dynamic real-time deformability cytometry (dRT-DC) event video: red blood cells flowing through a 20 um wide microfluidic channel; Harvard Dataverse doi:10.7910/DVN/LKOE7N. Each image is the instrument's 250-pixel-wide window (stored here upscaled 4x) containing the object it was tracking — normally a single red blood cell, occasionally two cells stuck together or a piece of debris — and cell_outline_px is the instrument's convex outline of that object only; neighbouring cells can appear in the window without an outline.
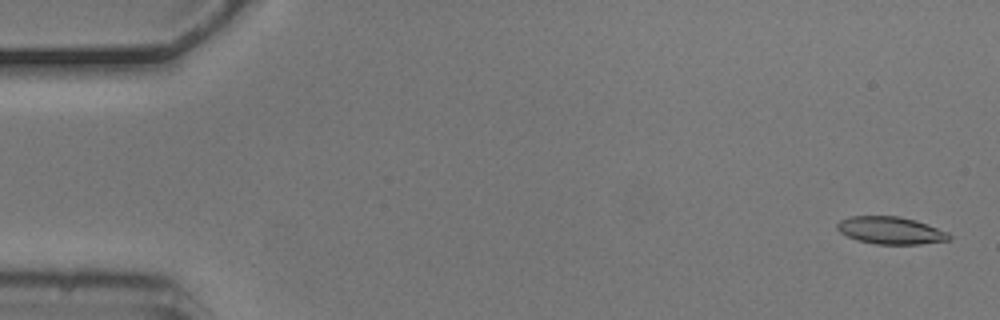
{"species": "common noctule bat (a hibernating species)", "species_latin": "Nyctalus noctula", "temperature_condition": "cold", "stored_images_in_passage": 4, "camera_frame_rate_fps": 3000, "um_per_image_px": 0.085, "animal": {"sex": "male", "body_mass_g": 20.5, "forearm_length_mm": 52.5}, "frame": {"image": 1, "passage_image": 1, "time_ms": 0.0, "image_size_px": [1000, 320], "cell_outline_px": [[952, 236], [948, 240], [920, 244], [876, 244], [856, 240], [840, 232], [836, 228], [836, 224], [840, 220], [848, 216], [900, 216], [916, 220], [928, 224], [948, 232]], "centroid_in_image_um": [75.69, 19.58], "position_along_channel_um": 9.3, "area_um2": 17.98}}
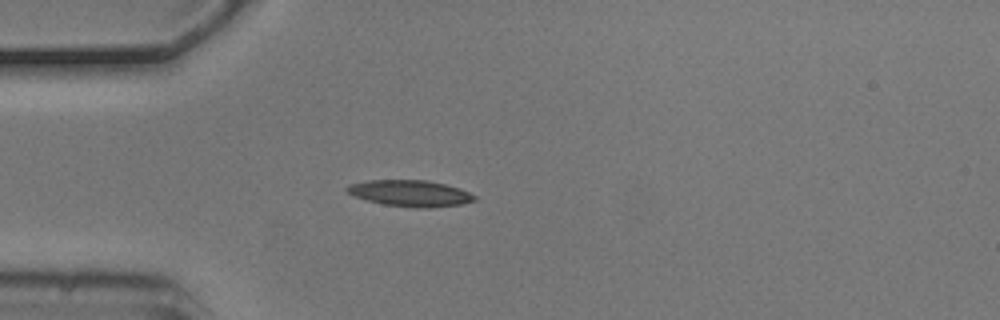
{"frame": {"image": 2, "passage_image": 4, "time_ms": 1.0, "image_size_px": [1000, 320], "cell_outline_px": [[476, 200], [460, 204], [428, 208], [416, 208], [384, 204], [368, 200], [356, 196], [348, 192], [344, 188], [348, 184], [368, 180], [428, 180], [460, 188], [476, 196]], "centroid_in_image_um": [34.87, 16.42], "position_along_channel_um": 50.1, "area_um2": 19.42}}